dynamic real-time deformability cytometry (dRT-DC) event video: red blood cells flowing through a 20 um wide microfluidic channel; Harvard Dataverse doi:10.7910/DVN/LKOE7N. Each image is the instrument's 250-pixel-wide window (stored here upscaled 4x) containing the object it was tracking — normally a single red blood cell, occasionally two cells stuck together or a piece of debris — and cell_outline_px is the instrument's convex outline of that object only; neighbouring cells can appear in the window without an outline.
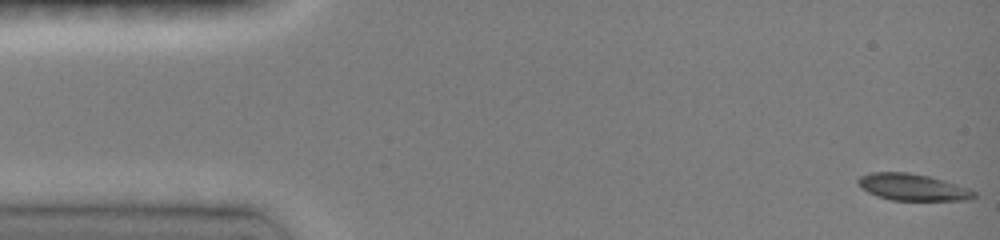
{"species": "common noctule bat (a hibernating species)", "species_latin": "Nyctalus noctula", "temperature_condition": "room temperature", "stored_images_in_passage": 51, "camera_frame_rate_fps": 3000, "um_per_image_px": 0.085, "animal": {"sex": "female", "body_mass_g": 19.0, "forearm_length_mm": 51.5}, "frame": {"image": 1, "passage_image": 1, "time_ms": 0.0, "image_size_px": [1000, 240], "cell_outline_px": [[976, 196], [968, 200], [892, 200], [876, 196], [860, 188], [856, 180], [860, 176], [872, 172], [908, 172], [928, 176], [944, 180], [968, 188], [976, 192]], "centroid_in_image_um": [77.54, 15.91], "position_along_channel_um": 7.5, "area_um2": 18.09}}
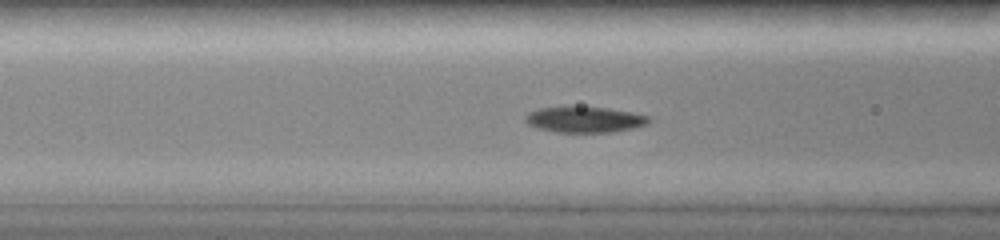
{"frame": {"image": 2, "passage_image": 25, "time_ms": 5.667, "image_size_px": [1000, 240], "cell_outline_px": [[652, 120], [648, 124], [632, 128], [612, 132], [556, 132], [536, 128], [528, 124], [524, 120], [524, 116], [528, 112], [536, 108], [608, 108], [632, 112], [648, 116]], "centroid_in_image_um": [49.68, 10.18], "position_along_channel_um": 116.9, "area_um2": 18.38}}
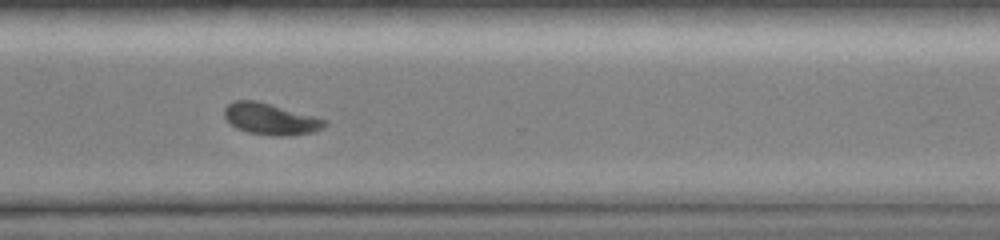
{"frame": {"image": 3, "passage_image": 50, "time_ms": 11.333, "image_size_px": [1000, 240], "cell_outline_px": [[328, 124], [312, 132], [276, 136], [248, 132], [236, 128], [224, 116], [224, 108], [228, 104], [236, 100], [256, 100], [328, 120]], "centroid_in_image_um": [22.97, 10.1], "position_along_channel_um": 347.6, "area_um2": 17.98}}